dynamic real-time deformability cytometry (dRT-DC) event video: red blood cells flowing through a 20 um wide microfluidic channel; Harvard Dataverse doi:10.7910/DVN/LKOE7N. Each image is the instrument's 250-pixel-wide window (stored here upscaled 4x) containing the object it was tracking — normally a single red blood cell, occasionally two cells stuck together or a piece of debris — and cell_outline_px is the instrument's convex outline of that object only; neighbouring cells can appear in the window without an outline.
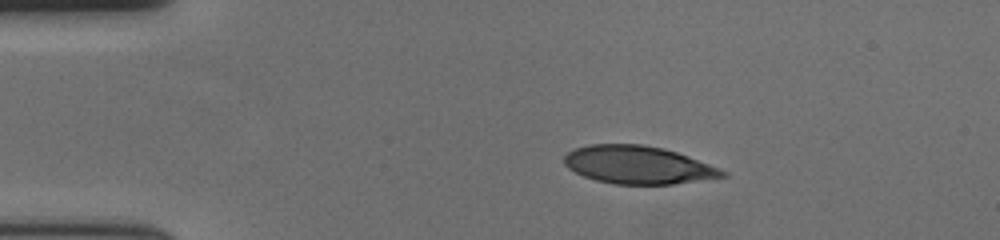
{"species": "human", "species_latin": "Homo sapiens", "temperature_condition": "cold", "stored_images_in_passage": 47, "camera_frame_rate_fps": 3000, "um_per_image_px": 0.085, "donor": {"sex": "female"}, "frame": {"image": 1, "passage_image": 1, "time_ms": 0.0, "image_size_px": [1000, 240], "cell_outline_px": [[728, 176], [672, 184], [616, 184], [596, 180], [584, 176], [568, 168], [564, 164], [564, 156], [572, 148], [588, 144], [644, 144], [664, 148], [688, 156], [720, 168], [728, 172]], "centroid_in_image_um": [54.23, 14.0], "position_along_channel_um": 30.8, "area_um2": 35.03}}
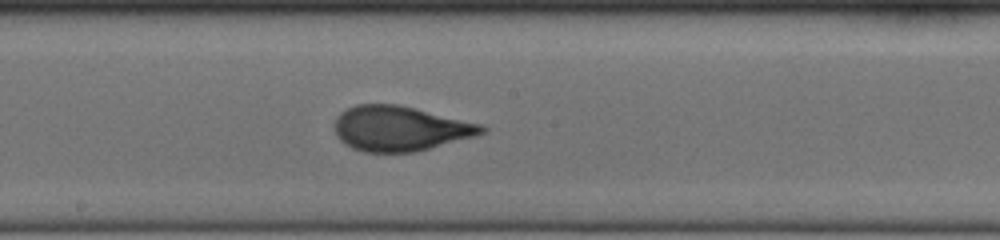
{"frame": {"image": 2, "passage_image": 21, "time_ms": 6.667, "image_size_px": [1000, 240], "cell_outline_px": [[488, 128], [484, 132], [476, 136], [416, 152], [364, 152], [352, 148], [344, 144], [336, 136], [336, 116], [340, 112], [356, 104], [400, 104], [484, 124]], "centroid_in_image_um": [34.04, 10.92], "position_along_channel_um": 214.2, "area_um2": 38.9}}
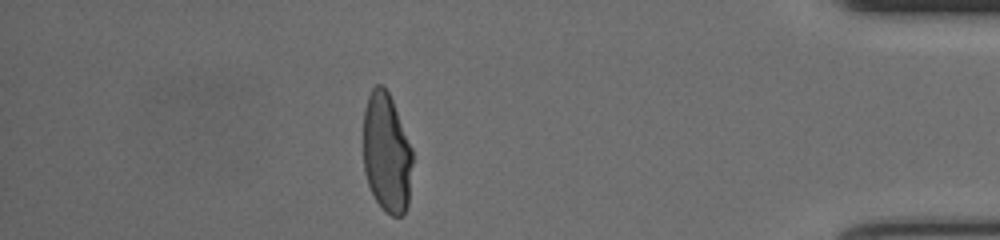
{"frame": {"image": 3, "passage_image": 40, "time_ms": 13.0, "image_size_px": [1000, 240], "cell_outline_px": [[412, 164], [408, 204], [404, 216], [392, 216], [384, 212], [376, 200], [368, 184], [364, 172], [364, 108], [368, 96], [372, 88], [376, 84], [380, 84], [388, 92], [392, 100], [412, 148]], "centroid_in_image_um": [32.86, 13.03], "position_along_channel_um": 402.3, "area_um2": 34.33}, "authors_computed_cell_mechanics": {"area_um2": 36.8764, "velocity_mm_per_s": 3.6495, "shape_relaxation_time_tau1_ms": 6.3702, "shape_relaxation_time_tau2_ms": null, "deformation_change_tau1": 0.218, "deformation_change_tau2": null}}